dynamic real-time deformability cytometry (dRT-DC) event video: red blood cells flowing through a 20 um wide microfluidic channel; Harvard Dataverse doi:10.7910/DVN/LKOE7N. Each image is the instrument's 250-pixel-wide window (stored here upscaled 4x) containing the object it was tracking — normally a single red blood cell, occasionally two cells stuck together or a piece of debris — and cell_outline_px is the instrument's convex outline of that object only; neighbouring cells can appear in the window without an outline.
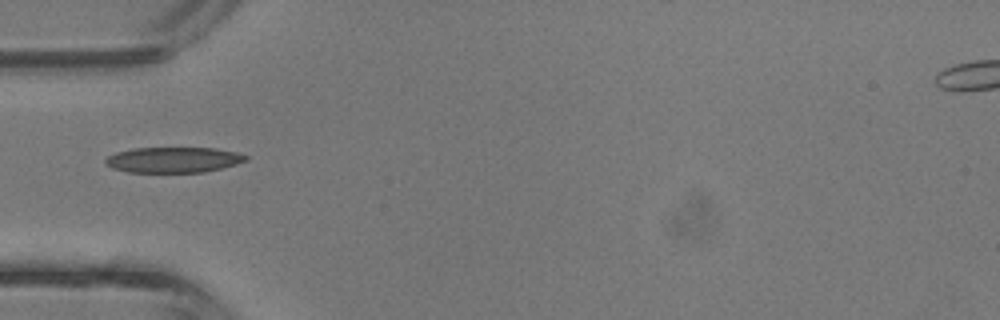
{"species": "common noctule bat (a hibernating species)", "species_latin": "Nyctalus noctula", "temperature_condition": "room temperature", "stored_images_in_passage": 1, "camera_frame_rate_fps": 3000, "um_per_image_px": 0.085, "animal": {"sex": "male", "body_mass_g": 13.3}, "frame": {"image": 1, "passage_image": 1, "time_ms": 0.0, "image_size_px": [1000, 320], "cell_outline_px": [[248, 160], [236, 164], [204, 172], [128, 172], [112, 168], [104, 164], [104, 160], [108, 156], [116, 152], [132, 148], [212, 148], [236, 152], [248, 156]], "centroid_in_image_um": [14.7, 13.58], "position_along_channel_um": 70.3, "area_um2": 20.87}}